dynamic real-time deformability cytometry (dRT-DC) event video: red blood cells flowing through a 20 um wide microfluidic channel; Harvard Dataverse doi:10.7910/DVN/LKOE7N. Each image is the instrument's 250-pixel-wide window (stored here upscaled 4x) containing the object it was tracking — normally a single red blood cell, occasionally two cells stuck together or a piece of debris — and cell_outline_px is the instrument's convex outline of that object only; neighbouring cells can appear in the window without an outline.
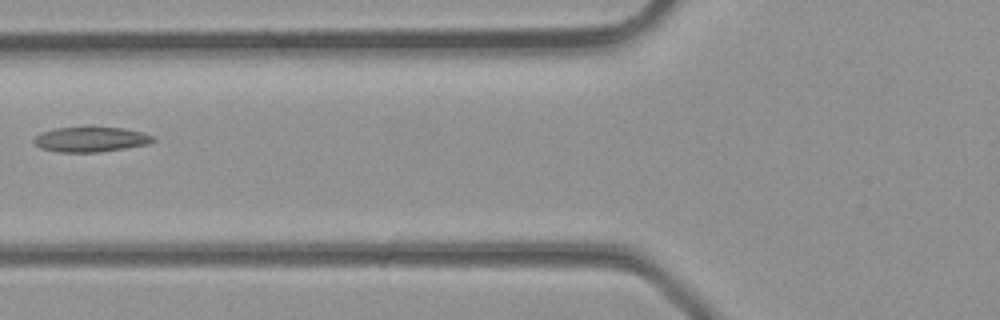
{"species": "common noctule bat (a hibernating species)", "species_latin": "Nyctalus noctula", "temperature_condition": "room temperature", "stored_images_in_passage": 3, "camera_frame_rate_fps": 3000, "um_per_image_px": 0.085, "animal": {"sex": "male", "body_mass_g": 23.1, "forearm_length_mm": 52.7}, "frame": {"image": 1, "passage_image": 3, "time_ms": 0.667, "image_size_px": [1000, 320], "cell_outline_px": [[156, 140], [148, 144], [100, 152], [56, 152], [40, 148], [32, 140], [36, 136], [44, 132], [56, 128], [88, 124], [92, 124], [124, 128], [140, 132], [152, 136]], "centroid_in_image_um": [7.7, 11.8], "position_along_channel_um": 118.1, "area_um2": 18.03}}